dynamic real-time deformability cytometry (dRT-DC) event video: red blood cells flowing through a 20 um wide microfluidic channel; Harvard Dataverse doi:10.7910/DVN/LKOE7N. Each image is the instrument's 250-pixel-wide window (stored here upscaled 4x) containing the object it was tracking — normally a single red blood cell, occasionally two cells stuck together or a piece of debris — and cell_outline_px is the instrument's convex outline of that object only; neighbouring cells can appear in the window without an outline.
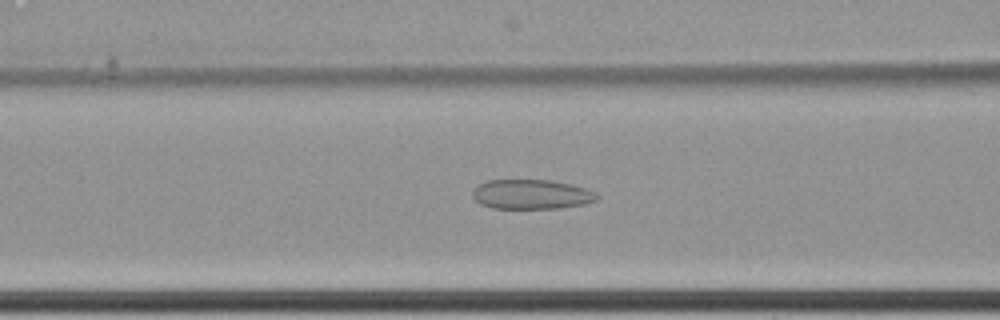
{"species": "common noctule bat (a hibernating species)", "species_latin": "Nyctalus noctula", "temperature_condition": "cold", "stored_images_in_passage": 65, "camera_frame_rate_fps": 3000, "um_per_image_px": 0.085, "animal": {"sex": "female", "body_mass_g": 22.7, "forearm_length_mm": 54.2}, "frame": {"image": 1, "passage_image": 30, "time_ms": 9.667, "image_size_px": [1000, 320], "cell_outline_px": [[600, 196], [596, 200], [584, 204], [560, 208], [492, 208], [480, 204], [472, 196], [472, 192], [480, 184], [488, 180], [548, 180], [568, 184], [584, 188], [596, 192]], "centroid_in_image_um": [45.17, 16.52], "position_along_channel_um": 121.4, "area_um2": 21.27}}
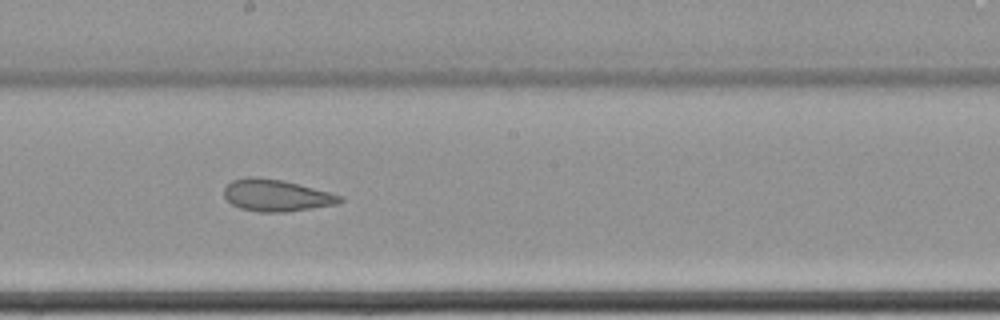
{"frame": {"image": 2, "passage_image": 39, "time_ms": 12.667, "image_size_px": [1000, 320], "cell_outline_px": [[344, 200], [336, 204], [312, 208], [284, 212], [260, 212], [240, 208], [232, 204], [224, 196], [224, 188], [232, 180], [244, 176], [256, 176], [284, 180], [344, 196]], "centroid_in_image_um": [23.48, 16.59], "position_along_channel_um": 224.7, "area_um2": 21.62}}
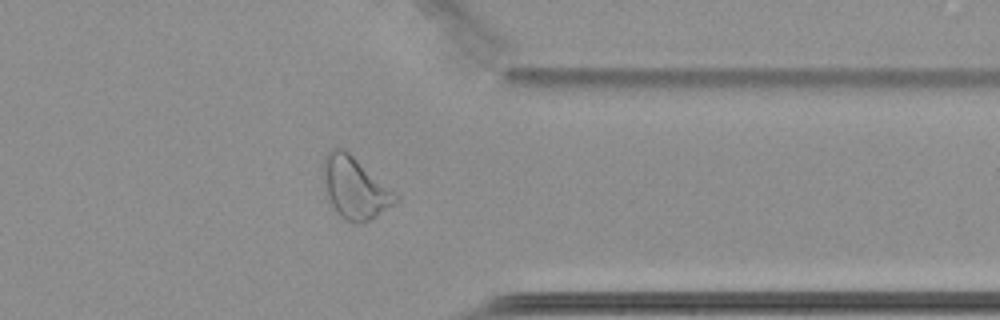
{"frame": {"image": 3, "passage_image": 53, "time_ms": 17.333, "image_size_px": [1000, 320], "cell_outline_px": [[400, 200], [364, 224], [356, 224], [344, 220], [340, 216], [332, 204], [328, 196], [320, 164], [324, 156], [332, 148], [344, 148], [400, 196]], "centroid_in_image_um": [30.16, 15.96], "position_along_channel_um": 381.2, "area_um2": 26.13}, "authors_computed_cell_mechanics": {"area_um2": 27.744, "velocity_mm_per_s": 3.4403, "shape_relaxation_time_tau1_ms": null, "shape_relaxation_time_tau2_ms": 3.7693, "deformation_change_tau1": null, "deformation_change_tau2": 0.0943}}